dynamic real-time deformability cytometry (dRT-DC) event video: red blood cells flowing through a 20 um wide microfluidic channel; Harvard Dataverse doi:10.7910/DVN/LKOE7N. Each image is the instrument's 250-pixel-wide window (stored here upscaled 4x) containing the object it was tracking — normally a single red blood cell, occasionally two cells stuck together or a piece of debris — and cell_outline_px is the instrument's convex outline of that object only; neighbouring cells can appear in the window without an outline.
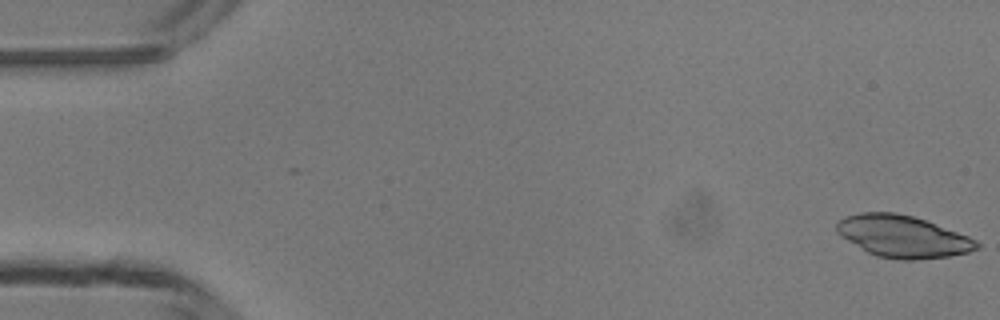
{"species": "common noctule bat (a hibernating species)", "species_latin": "Nyctalus noctula", "temperature_condition": "room temperature", "stored_images_in_passage": 48, "camera_frame_rate_fps": 3000, "um_per_image_px": 0.085, "animal": {"sex": "male", "body_mass_g": 13.3}, "frame": {"image": 1, "passage_image": 1, "time_ms": 0.0, "image_size_px": [1000, 320], "cell_outline_px": [[980, 248], [968, 252], [948, 256], [916, 260], [900, 260], [876, 256], [868, 252], [840, 236], [836, 232], [836, 224], [840, 220], [848, 216], [860, 212], [896, 212], [912, 216], [924, 220], [968, 236], [976, 240], [980, 244]], "centroid_in_image_um": [76.73, 20.1], "position_along_channel_um": 8.3, "area_um2": 34.04}}